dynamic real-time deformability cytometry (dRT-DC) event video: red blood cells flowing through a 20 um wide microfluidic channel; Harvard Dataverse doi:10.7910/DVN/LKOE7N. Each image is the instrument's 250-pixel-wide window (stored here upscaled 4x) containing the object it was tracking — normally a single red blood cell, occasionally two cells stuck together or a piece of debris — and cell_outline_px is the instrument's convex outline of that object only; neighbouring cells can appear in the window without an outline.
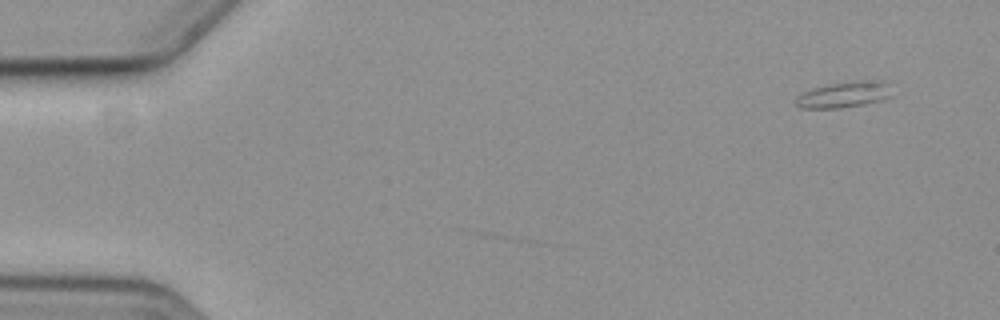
{"species": "common noctule bat (a hibernating species)", "species_latin": "Nyctalus noctula", "temperature_condition": "cold", "stored_images_in_passage": 5, "camera_frame_rate_fps": 3000, "um_per_image_px": 0.085, "animal": {"sex": "female", "body_mass_g": 19.3, "forearm_length_mm": 54.1}, "frame": {"image": 1, "passage_image": 1, "time_ms": 0.0, "image_size_px": [1000, 320], "cell_outline_px": [[892, 96], [880, 100], [840, 108], [800, 108], [796, 104], [796, 96], [812, 88], [832, 84], [856, 80], [888, 80]], "centroid_in_image_um": [71.78, 8.02], "position_along_channel_um": 13.2, "area_um2": 14.51}}
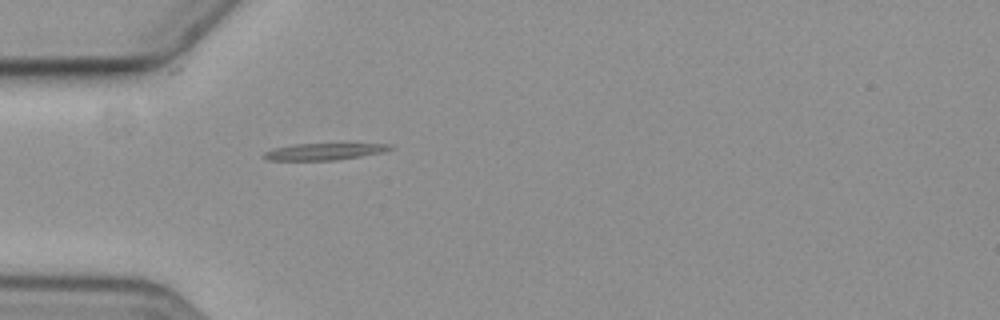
{"frame": {"image": 2, "passage_image": 5, "time_ms": 4.667, "image_size_px": [1000, 320], "cell_outline_px": [[392, 148], [380, 152], [360, 156], [336, 160], [268, 160], [260, 156], [264, 152], [272, 148], [292, 144], [392, 144]], "centroid_in_image_um": [27.43, 12.88], "position_along_channel_um": 57.6, "area_um2": 12.14}}